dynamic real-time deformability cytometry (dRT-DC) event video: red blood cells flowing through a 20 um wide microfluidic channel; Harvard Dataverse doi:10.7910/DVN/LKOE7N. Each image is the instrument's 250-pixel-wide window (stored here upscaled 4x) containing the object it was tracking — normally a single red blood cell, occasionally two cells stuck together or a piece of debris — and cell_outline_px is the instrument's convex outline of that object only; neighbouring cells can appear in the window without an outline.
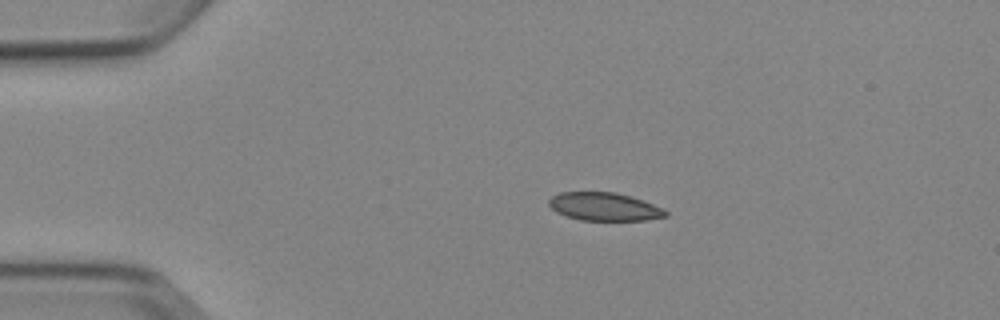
{"species": "Egyptian fruit bat (a non-hibernating species)", "species_latin": "Rousettus aegyptiacus", "temperature_condition": "cold", "stored_images_in_passage": 5, "camera_frame_rate_fps": 3000, "um_per_image_px": 0.085, "animal": {"sex": "female"}, "frame": {"image": 1, "passage_image": 2, "time_ms": 1.333, "image_size_px": [1000, 320], "cell_outline_px": [[668, 216], [644, 220], [580, 220], [556, 212], [548, 204], [548, 200], [552, 196], [560, 192], [616, 192], [644, 200], [664, 208], [668, 212]], "centroid_in_image_um": [51.39, 17.56], "position_along_channel_um": 33.6, "area_um2": 19.19}}
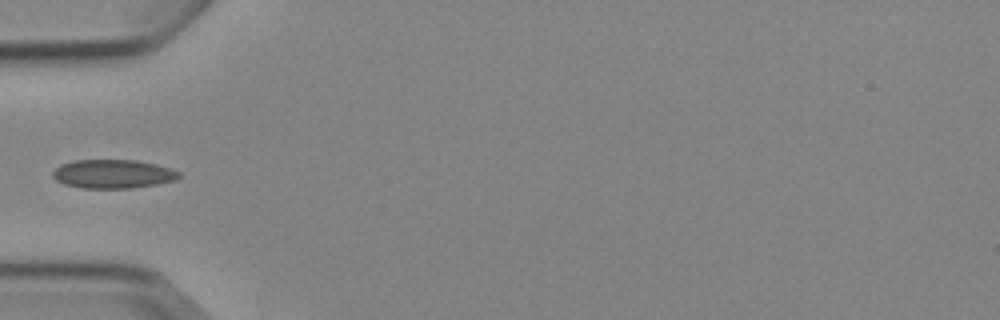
{"frame": {"image": 2, "passage_image": 4, "time_ms": 3.667, "image_size_px": [1000, 320], "cell_outline_px": [[180, 176], [176, 180], [156, 184], [132, 188], [80, 188], [64, 184], [56, 180], [52, 176], [52, 172], [60, 164], [72, 160], [136, 160], [156, 164], [180, 172]], "centroid_in_image_um": [9.57, 14.78], "position_along_channel_um": 75.4, "area_um2": 21.21}}
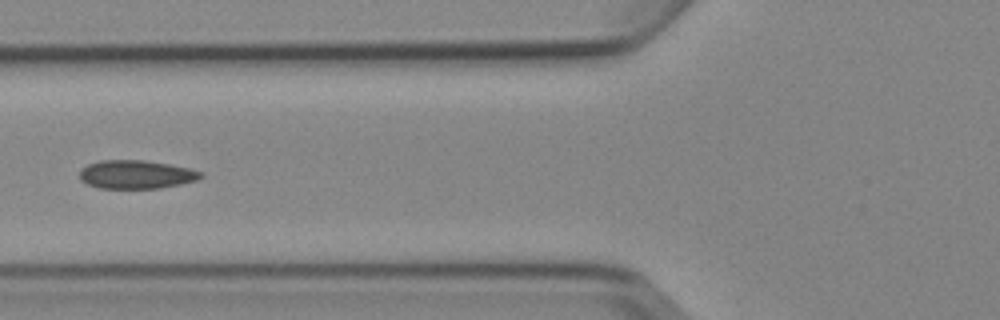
{"frame": {"image": 3, "passage_image": 5, "time_ms": 4.667, "image_size_px": [1000, 320], "cell_outline_px": [[204, 176], [196, 180], [180, 184], [160, 188], [100, 188], [88, 184], [80, 180], [80, 168], [88, 164], [100, 160], [144, 160], [168, 164], [188, 168], [204, 172]], "centroid_in_image_um": [11.57, 14.82], "position_along_channel_um": 114.2, "area_um2": 20.11}}